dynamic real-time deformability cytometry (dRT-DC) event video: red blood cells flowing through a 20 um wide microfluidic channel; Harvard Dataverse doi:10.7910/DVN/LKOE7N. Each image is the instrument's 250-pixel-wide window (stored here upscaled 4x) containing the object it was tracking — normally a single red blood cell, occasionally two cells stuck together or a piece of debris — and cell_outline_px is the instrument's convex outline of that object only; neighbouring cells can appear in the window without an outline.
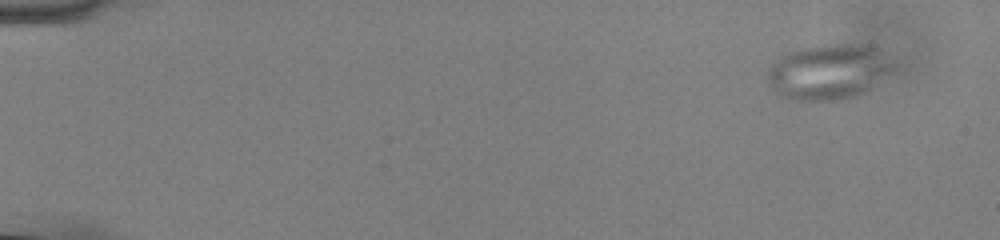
{"species": "common noctule bat (a hibernating species)", "species_latin": "Nyctalus noctula", "temperature_condition": "cold", "stored_images_in_passage": 56, "camera_frame_rate_fps": 3000, "um_per_image_px": 0.085, "animal": {"sex": "male", "body_mass_g": 13.0, "forearm_length_mm": 53.1}, "frame": {"image": 1, "passage_image": 4, "time_ms": 1.0, "image_size_px": [1000, 240], "cell_outline_px": [[904, 64], [900, 72], [852, 96], [836, 100], [796, 100], [784, 96], [776, 92], [768, 84], [768, 68], [780, 56], [788, 52], [800, 48], [824, 44], [848, 44], [876, 48], [896, 56]], "centroid_in_image_um": [70.61, 6.06], "position_along_channel_um": 14.4, "area_um2": 41.62}}
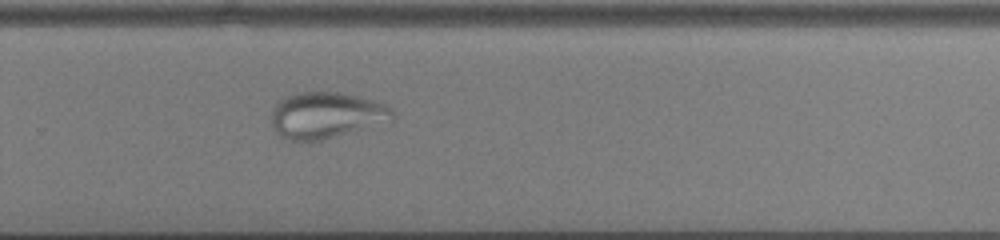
{"frame": {"image": 2, "passage_image": 39, "time_ms": 12.667, "image_size_px": [1000, 240], "cell_outline_px": [[392, 120], [320, 140], [288, 140], [280, 136], [276, 132], [272, 124], [272, 108], [280, 100], [296, 92], [340, 92], [388, 104], [392, 108]], "centroid_in_image_um": [27.7, 9.78], "position_along_channel_um": 302.1, "area_um2": 32.14}}
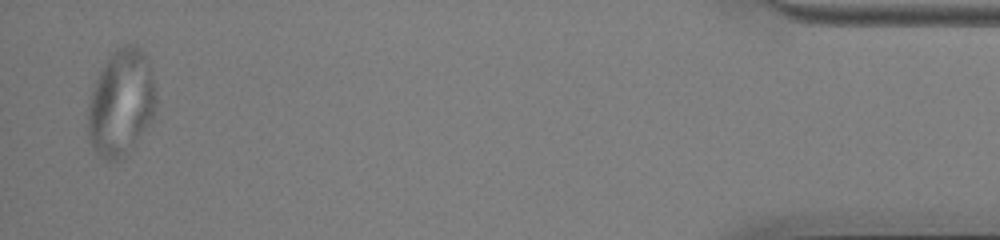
{"frame": {"image": 3, "passage_image": 55, "time_ms": 18.0, "image_size_px": [1000, 240], "cell_outline_px": [[156, 104], [152, 116], [148, 124], [132, 148], [124, 156], [116, 160], [104, 160], [96, 156], [88, 140], [88, 104], [92, 88], [104, 64], [112, 52], [116, 48], [124, 44], [136, 44], [144, 52], [148, 60], [156, 88]], "centroid_in_image_um": [10.28, 8.74], "position_along_channel_um": 424.9, "area_um2": 42.54}}